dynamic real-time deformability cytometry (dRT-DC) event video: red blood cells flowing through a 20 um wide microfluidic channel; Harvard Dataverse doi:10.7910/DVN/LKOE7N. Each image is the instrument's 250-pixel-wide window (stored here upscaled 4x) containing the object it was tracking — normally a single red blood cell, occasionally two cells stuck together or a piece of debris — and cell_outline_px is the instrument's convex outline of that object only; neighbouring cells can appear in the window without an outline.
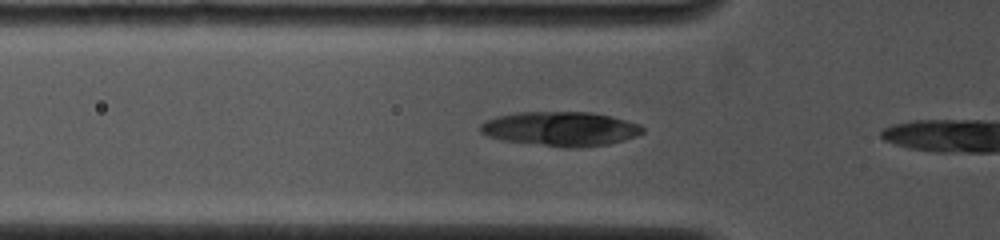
{"species": "common noctule bat (a hibernating species)", "species_latin": "Nyctalus noctula", "temperature_condition": "cold", "stored_images_in_passage": 8, "camera_frame_rate_fps": 4000, "um_per_image_px": 0.085, "animal": {"sex": "female", "body_mass_g": 19.0, "forearm_length_mm": 53.3}, "frame": {"image": 1, "passage_image": 2, "time_ms": 0.25, "image_size_px": [1000, 240], "cell_outline_px": [[644, 132], [636, 136], [624, 140], [608, 144], [580, 148], [564, 148], [500, 140], [488, 136], [480, 132], [480, 124], [484, 120], [496, 116], [516, 112], [592, 112], [612, 116], [640, 124], [644, 128]], "centroid_in_image_um": [47.64, 10.95], "position_along_channel_um": 78.2, "area_um2": 32.95}}